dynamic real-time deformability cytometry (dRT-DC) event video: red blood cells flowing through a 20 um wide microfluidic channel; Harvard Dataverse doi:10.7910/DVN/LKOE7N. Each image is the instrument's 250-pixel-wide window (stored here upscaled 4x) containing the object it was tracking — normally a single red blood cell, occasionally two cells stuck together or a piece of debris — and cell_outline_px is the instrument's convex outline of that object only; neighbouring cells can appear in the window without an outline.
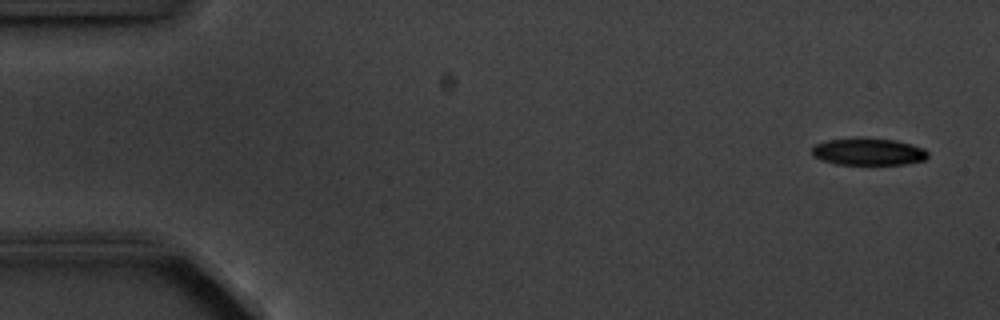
{"species": "common noctule bat (a hibernating species)", "species_latin": "Nyctalus noctula", "temperature_condition": "cold", "stored_images_in_passage": 4, "camera_frame_rate_fps": 3000, "um_per_image_px": 0.085, "animal": {"sex": "male", "body_mass_g": 20.1, "forearm_length_mm": 53.5}, "frame": {"image": 1, "passage_image": 1, "time_ms": 0.0, "image_size_px": [1000, 320], "cell_outline_px": [[928, 156], [924, 160], [904, 164], [836, 164], [820, 160], [812, 156], [812, 148], [816, 144], [824, 140], [856, 136], [864, 136], [896, 140], [912, 144], [924, 148], [928, 152]], "centroid_in_image_um": [73.77, 12.86], "position_along_channel_um": 11.2, "area_um2": 18.9}}
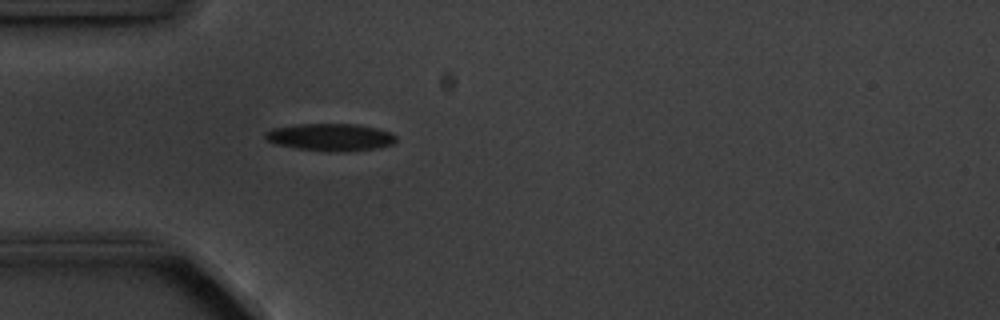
{"frame": {"image": 2, "passage_image": 4, "time_ms": 4.333, "image_size_px": [1000, 320], "cell_outline_px": [[396, 140], [392, 144], [380, 148], [344, 152], [328, 152], [300, 148], [276, 144], [268, 140], [264, 136], [264, 132], [272, 128], [300, 124], [356, 124], [376, 128], [392, 132], [396, 136]], "centroid_in_image_um": [28.13, 11.66], "position_along_channel_um": 56.9, "area_um2": 20.92}}